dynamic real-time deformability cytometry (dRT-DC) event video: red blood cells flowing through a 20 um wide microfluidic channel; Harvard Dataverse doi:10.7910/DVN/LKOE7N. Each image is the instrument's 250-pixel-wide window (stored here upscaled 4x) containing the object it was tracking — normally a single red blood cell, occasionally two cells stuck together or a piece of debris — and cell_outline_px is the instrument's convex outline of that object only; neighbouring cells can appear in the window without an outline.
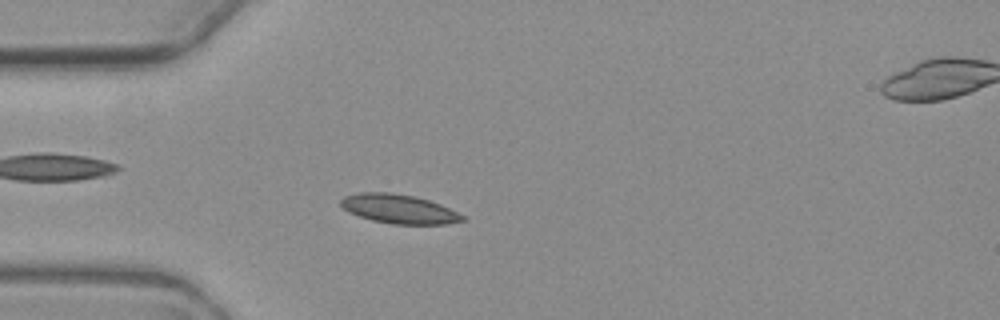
{"species": "common noctule bat (a hibernating species)", "species_latin": "Nyctalus noctula", "temperature_condition": "warm", "stored_images_in_passage": 4, "camera_frame_rate_fps": 3000, "um_per_image_px": 0.085, "animal": {"sex": "female", "body_mass_g": 19.3, "forearm_length_mm": 54.1}, "frame": {"image": 1, "passage_image": 3, "time_ms": 2.333, "image_size_px": [1000, 320], "cell_outline_px": [[468, 220], [448, 224], [392, 224], [372, 220], [348, 212], [340, 204], [340, 200], [344, 196], [360, 192], [392, 192], [412, 196], [428, 200], [440, 204], [464, 216]], "centroid_in_image_um": [33.91, 17.76], "position_along_channel_um": 51.1, "area_um2": 20.58}}